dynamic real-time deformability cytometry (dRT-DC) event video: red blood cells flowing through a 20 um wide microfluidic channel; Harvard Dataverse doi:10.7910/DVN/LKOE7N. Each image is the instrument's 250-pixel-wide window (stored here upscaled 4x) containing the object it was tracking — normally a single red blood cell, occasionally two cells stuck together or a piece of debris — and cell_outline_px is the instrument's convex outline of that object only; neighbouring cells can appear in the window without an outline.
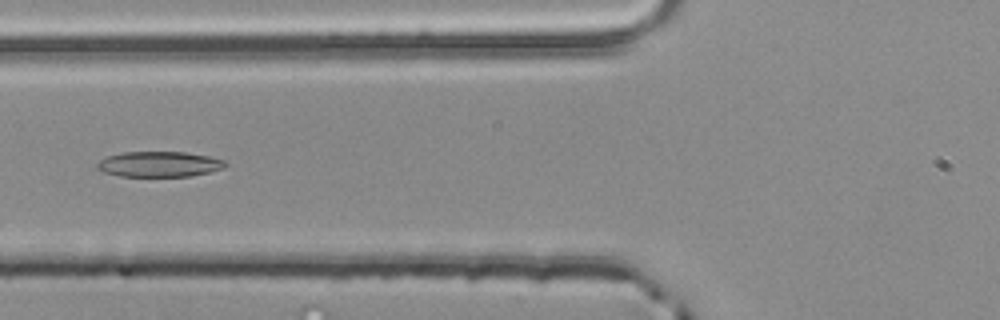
{"species": "common noctule bat (a hibernating species)", "species_latin": "Nyctalus noctula", "temperature_condition": "room temperature", "stored_images_in_passage": 51, "camera_frame_rate_fps": 3000, "um_per_image_px": 0.085, "animal": {"sex": "male", "body_mass_g": 20.4}, "frame": {"image": 1, "passage_image": 18, "time_ms": 5.667, "image_size_px": [1000, 320], "cell_outline_px": [[224, 168], [212, 172], [188, 176], [120, 176], [104, 172], [96, 168], [96, 164], [100, 160], [108, 156], [124, 152], [184, 152], [208, 156], [224, 160]], "centroid_in_image_um": [13.52, 13.96], "position_along_channel_um": 112.3, "area_um2": 18.84}}
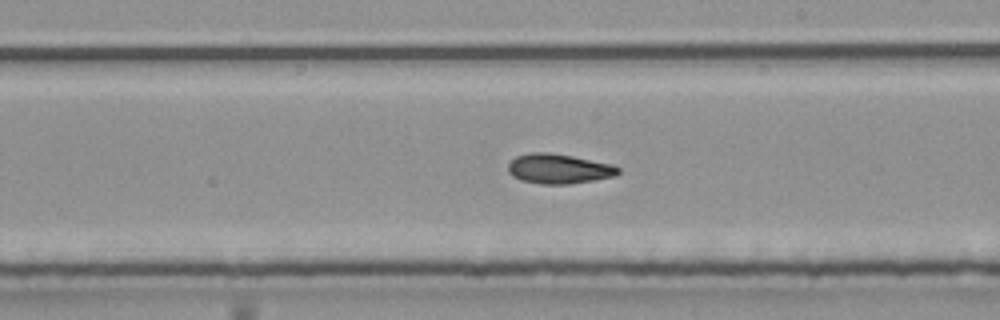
{"frame": {"image": 2, "passage_image": 28, "time_ms": 9.0, "image_size_px": [1000, 320], "cell_outline_px": [[620, 172], [616, 176], [568, 184], [540, 184], [520, 180], [512, 176], [508, 172], [508, 164], [516, 156], [528, 152], [548, 152], [572, 156], [612, 164], [620, 168]], "centroid_in_image_um": [47.47, 14.34], "position_along_channel_um": 241.5, "area_um2": 19.19}}
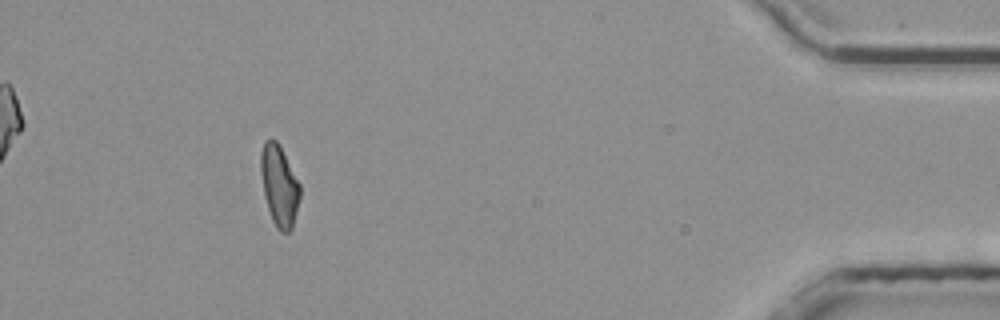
{"frame": {"image": 3, "passage_image": 46, "time_ms": 15.0, "image_size_px": [1000, 320], "cell_outline_px": [[300, 196], [292, 228], [288, 232], [280, 232], [276, 228], [272, 220], [268, 208], [264, 192], [260, 172], [260, 152], [264, 140], [276, 140], [280, 144], [300, 184]], "centroid_in_image_um": [23.73, 15.75], "position_along_channel_um": 411.5, "area_um2": 18.5}, "authors_computed_cell_mechanics": {"area_um2": 18.9584, "velocity_mm_per_s": 3.8742, "shape_relaxation_time_tau1_ms": 6.7051, "shape_relaxation_time_tau2_ms": 2.9292, "deformation_change_tau1": 0.1619, "deformation_change_tau2": 0.0937}}